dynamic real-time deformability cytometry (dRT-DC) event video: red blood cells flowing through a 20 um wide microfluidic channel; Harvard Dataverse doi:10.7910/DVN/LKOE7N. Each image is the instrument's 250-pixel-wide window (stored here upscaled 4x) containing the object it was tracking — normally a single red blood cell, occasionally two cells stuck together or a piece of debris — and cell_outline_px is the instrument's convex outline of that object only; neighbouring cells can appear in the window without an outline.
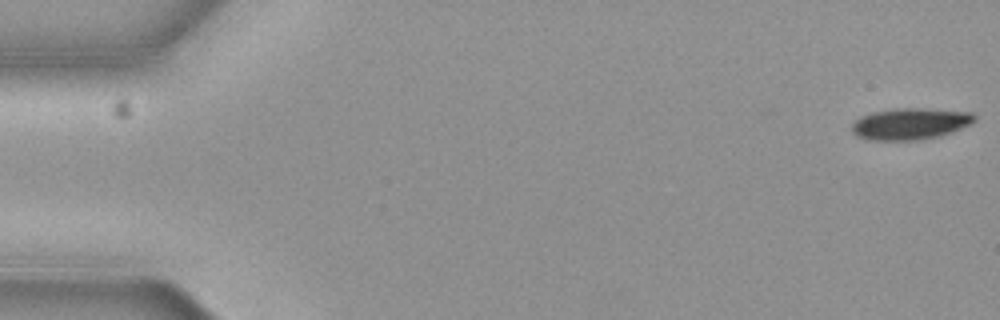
{"species": "common noctule bat (a hibernating species)", "species_latin": "Nyctalus noctula", "temperature_condition": "cold", "stored_images_in_passage": 6, "camera_frame_rate_fps": 3000, "um_per_image_px": 0.085, "animal": {"sex": "female", "body_mass_g": 19.3, "forearm_length_mm": 54.1}, "frame": {"image": 1, "passage_image": 1, "time_ms": 0.0, "image_size_px": [1000, 320], "cell_outline_px": [[976, 116], [968, 124], [960, 128], [936, 136], [916, 140], [868, 140], [856, 136], [852, 132], [852, 124], [860, 116], [872, 112], [892, 108], [924, 108], [972, 112]], "centroid_in_image_um": [77.29, 10.51], "position_along_channel_um": 7.7, "area_um2": 22.31}}
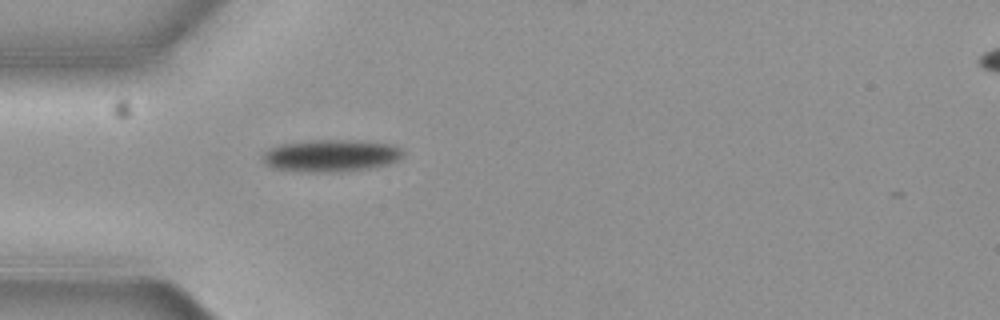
{"frame": {"image": 2, "passage_image": 5, "time_ms": 1.333, "image_size_px": [1000, 320], "cell_outline_px": [[404, 152], [396, 160], [388, 164], [368, 168], [340, 172], [308, 172], [272, 168], [264, 164], [264, 152], [268, 148], [280, 144], [312, 140], [352, 140], [392, 144], [400, 148]], "centroid_in_image_um": [28.1, 13.23], "position_along_channel_um": 56.9, "area_um2": 26.24}}